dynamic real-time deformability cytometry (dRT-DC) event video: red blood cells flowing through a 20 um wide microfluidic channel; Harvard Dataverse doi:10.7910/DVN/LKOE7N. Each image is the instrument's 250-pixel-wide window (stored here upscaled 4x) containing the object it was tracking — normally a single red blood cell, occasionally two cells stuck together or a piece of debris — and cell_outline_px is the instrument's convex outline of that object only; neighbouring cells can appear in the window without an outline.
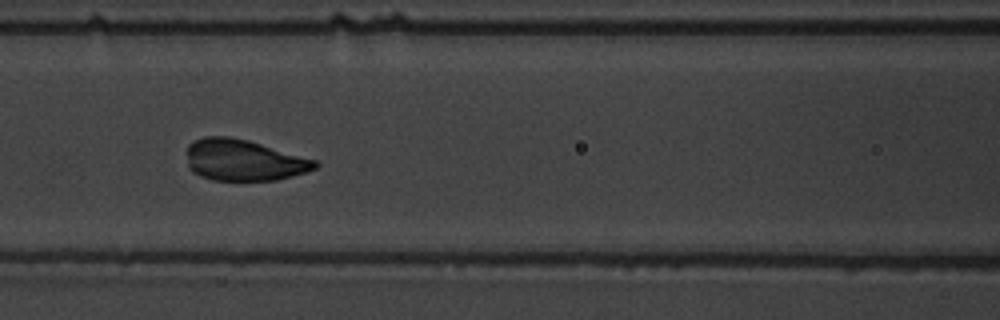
{"species": "common noctule bat (a hibernating species)", "species_latin": "Nyctalus noctula", "temperature_condition": "warm", "stored_images_in_passage": 11, "camera_frame_rate_fps": 3000, "um_per_image_px": 0.085, "animal": {"sex": "male", "body_mass_g": 19.5, "forearm_length_mm": 54.6}, "frame": {"image": 1, "passage_image": 7, "time_ms": 7.667, "image_size_px": [1000, 320], "cell_outline_px": [[320, 164], [316, 168], [308, 172], [276, 180], [212, 180], [200, 176], [192, 172], [188, 168], [188, 144], [192, 140], [204, 136], [228, 136], [248, 140], [316, 160]], "centroid_in_image_um": [20.7, 13.61], "position_along_channel_um": 145.9, "area_um2": 30.98}}
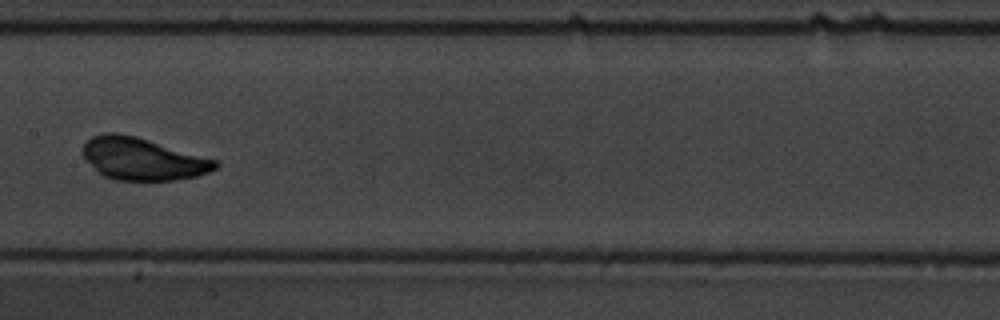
{"frame": {"image": 2, "passage_image": 8, "time_ms": 9.0, "image_size_px": [1000, 320], "cell_outline_px": [[220, 164], [216, 168], [208, 172], [196, 176], [176, 180], [112, 180], [96, 172], [84, 156], [84, 144], [92, 136], [104, 132], [116, 132], [136, 136], [216, 160]], "centroid_in_image_um": [12.1, 13.51], "position_along_channel_um": 195.3, "area_um2": 32.48}}
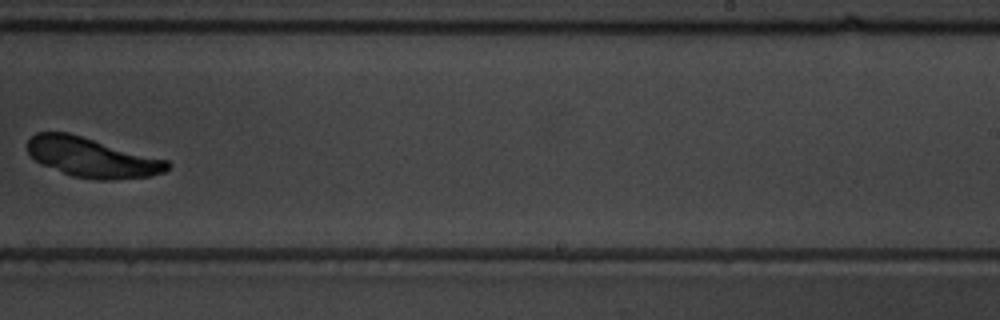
{"frame": {"image": 3, "passage_image": 10, "time_ms": 11.333, "image_size_px": [1000, 320], "cell_outline_px": [[172, 164], [164, 172], [152, 176], [112, 180], [96, 180], [72, 176], [40, 164], [28, 152], [28, 140], [36, 132], [68, 132], [168, 160]], "centroid_in_image_um": [7.84, 13.39], "position_along_channel_um": 281.2, "area_um2": 32.37}}